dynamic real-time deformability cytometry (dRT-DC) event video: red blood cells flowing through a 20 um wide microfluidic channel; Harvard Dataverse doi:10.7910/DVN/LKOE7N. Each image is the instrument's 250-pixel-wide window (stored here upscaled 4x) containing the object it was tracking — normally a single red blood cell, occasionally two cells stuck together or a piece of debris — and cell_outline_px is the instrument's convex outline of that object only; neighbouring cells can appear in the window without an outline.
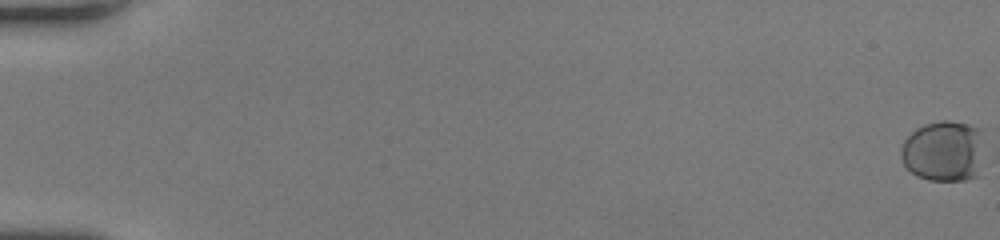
{"species": "human", "species_latin": "Homo sapiens", "temperature_condition": "room temperature", "stored_images_in_passage": 53, "camera_frame_rate_fps": 3000, "um_per_image_px": 0.085, "donor": {"sex": "female"}, "frame": {"image": 1, "passage_image": 1, "time_ms": 0.0, "image_size_px": [1000, 240], "cell_outline_px": [[984, 176], [964, 180], [928, 180], [916, 176], [904, 164], [900, 156], [900, 148], [904, 140], [916, 128], [924, 124], [944, 120], [948, 120], [968, 124], [980, 128]], "centroid_in_image_um": [80.25, 12.87], "position_along_channel_um": 4.7, "area_um2": 30.23}}
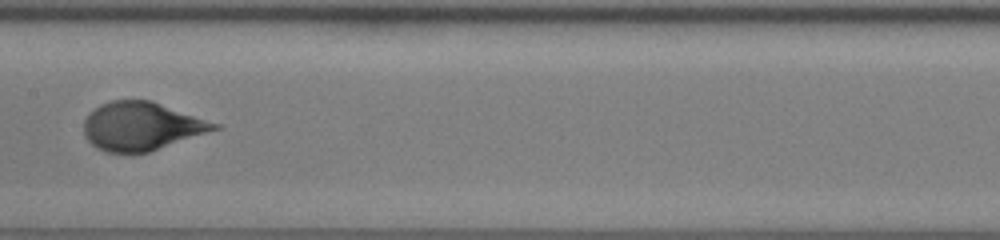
{"frame": {"image": 2, "passage_image": 30, "time_ms": 9.667, "image_size_px": [1000, 240], "cell_outline_px": [[224, 128], [148, 152], [108, 152], [96, 148], [84, 136], [84, 120], [100, 104], [112, 100], [152, 100], [220, 124]], "centroid_in_image_um": [12.08, 10.72], "position_along_channel_um": 195.3, "area_um2": 36.76}}
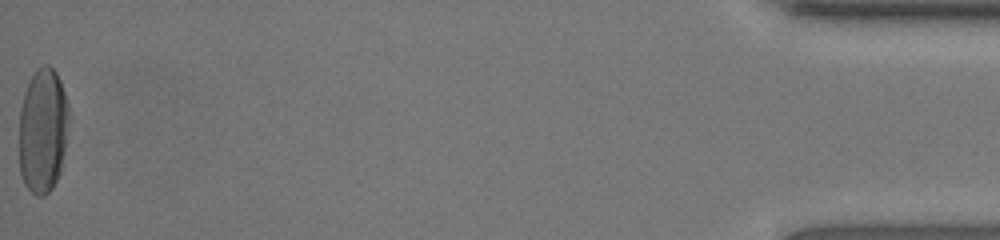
{"frame": {"image": 3, "passage_image": 53, "time_ms": 17.333, "image_size_px": [1000, 240], "cell_outline_px": [[68, 120], [64, 148], [60, 172], [52, 188], [44, 196], [36, 196], [24, 184], [20, 172], [20, 108], [24, 92], [36, 68], [44, 64], [48, 64], [56, 72], [60, 80], [68, 104]], "centroid_in_image_um": [3.63, 11.08], "position_along_channel_um": 431.6, "area_um2": 36.01}, "authors_computed_cell_mechanics": {"area_um2": 35.836, "velocity_mm_per_s": 4.2741, "shape_relaxation_time_tau1_ms": 3.9701, "shape_relaxation_time_tau2_ms": null, "deformation_change_tau1": 0.2133, "deformation_change_tau2": null}}